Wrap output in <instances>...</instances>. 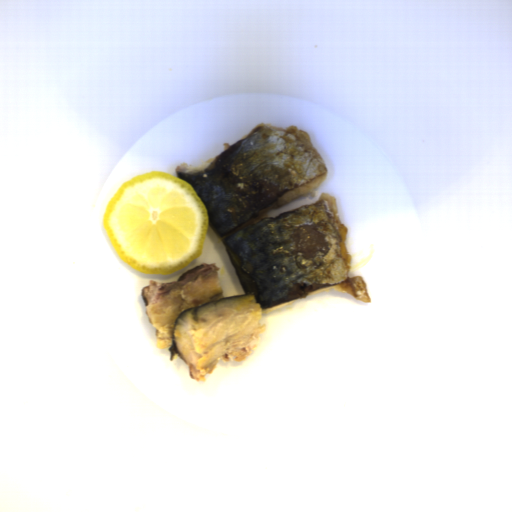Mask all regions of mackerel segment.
Returning a JSON list of instances; mask_svg holds the SVG:
<instances>
[{"mask_svg": "<svg viewBox=\"0 0 512 512\" xmlns=\"http://www.w3.org/2000/svg\"><path fill=\"white\" fill-rule=\"evenodd\" d=\"M175 177L202 200L244 292L225 296L213 262H200L177 280L149 279L141 288L158 348L168 350L171 362L182 359L193 380H205L219 360L248 356L271 308L327 288L370 303L362 276L351 275L348 228L335 197L323 192L312 203L269 217L300 196L315 198L328 177L306 130L259 122L207 160L177 165Z\"/></svg>", "mask_w": 512, "mask_h": 512, "instance_id": "14911b7f", "label": "mackerel segment"}]
</instances>
